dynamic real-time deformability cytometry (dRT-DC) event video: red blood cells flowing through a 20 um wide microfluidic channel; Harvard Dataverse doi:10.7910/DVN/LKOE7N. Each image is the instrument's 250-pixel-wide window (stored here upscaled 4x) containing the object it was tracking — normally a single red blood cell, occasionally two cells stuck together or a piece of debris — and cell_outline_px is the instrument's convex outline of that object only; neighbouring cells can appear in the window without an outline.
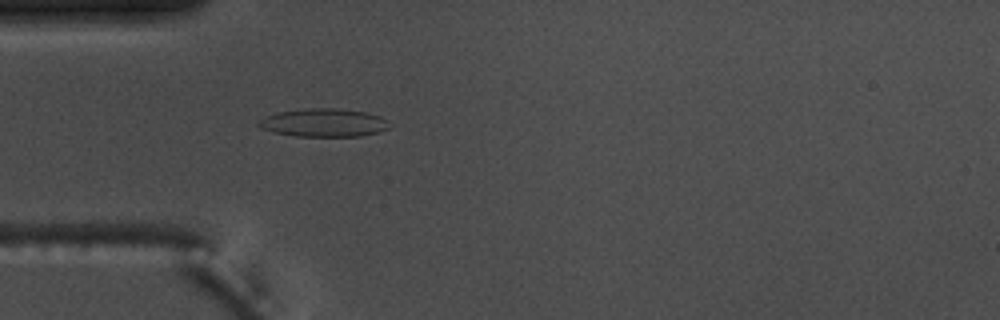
{"species": "common noctule bat (a hibernating species)", "species_latin": "Nyctalus noctula", "temperature_condition": "warm", "stored_images_in_passage": 55, "camera_frame_rate_fps": 3000, "um_per_image_px": 0.085, "animal": {"sex": "male", "body_mass_g": 17.5, "forearm_length_mm": 52.3}, "frame": {"image": 1, "passage_image": 16, "time_ms": 5.0, "image_size_px": [1000, 320], "cell_outline_px": [[388, 128], [380, 132], [360, 136], [296, 136], [276, 132], [260, 128], [256, 124], [260, 120], [268, 116], [280, 112], [308, 108], [336, 108], [368, 112], [380, 116], [384, 120]], "centroid_in_image_um": [27.53, 10.43], "position_along_channel_um": 57.5, "area_um2": 21.15}}
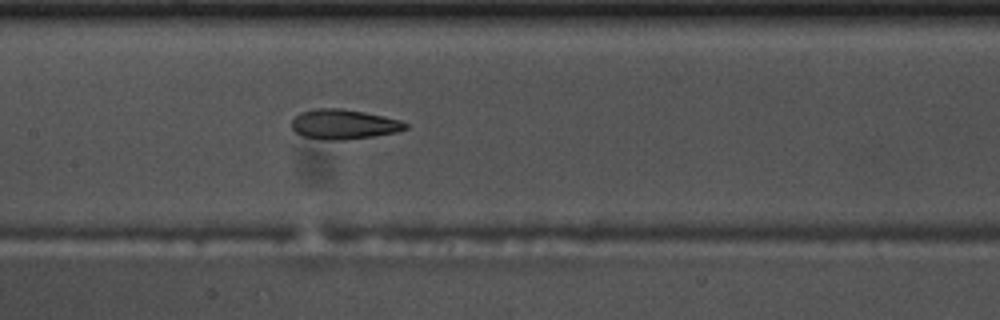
{"frame": {"image": 2, "passage_image": 26, "time_ms": 8.333, "image_size_px": [1000, 320], "cell_outline_px": [[408, 128], [396, 132], [372, 136], [340, 140], [324, 140], [304, 136], [296, 132], [292, 128], [292, 120], [300, 112], [316, 108], [340, 108], [364, 112], [384, 116], [400, 120], [408, 124]], "centroid_in_image_um": [29.22, 10.55], "position_along_channel_um": 178.2, "area_um2": 19.65}}
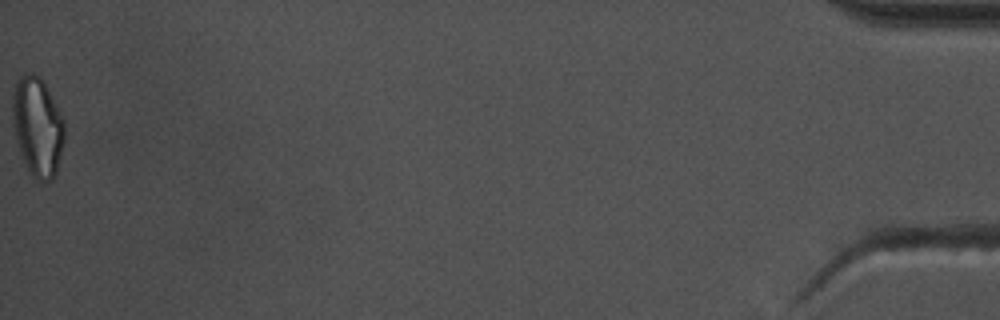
{"frame": {"image": 3, "passage_image": 55, "time_ms": 18.0, "image_size_px": [1000, 320], "cell_outline_px": [[64, 140], [56, 172], [52, 180], [36, 180], [28, 168], [20, 152], [12, 128], [12, 96], [16, 80], [20, 76], [32, 72], [40, 76], [44, 80], [64, 120]], "centroid_in_image_um": [3.17, 10.71], "position_along_channel_um": 432.0, "area_um2": 30.11}, "authors_computed_cell_mechanics": {"area_um2": 20.6924, "velocity_mm_per_s": 3.7193, "shape_relaxation_time_tau1_ms": 4.9182, "shape_relaxation_time_tau2_ms": 2.2341, "deformation_change_tau1": 0.1701, "deformation_change_tau2": 0.108}}